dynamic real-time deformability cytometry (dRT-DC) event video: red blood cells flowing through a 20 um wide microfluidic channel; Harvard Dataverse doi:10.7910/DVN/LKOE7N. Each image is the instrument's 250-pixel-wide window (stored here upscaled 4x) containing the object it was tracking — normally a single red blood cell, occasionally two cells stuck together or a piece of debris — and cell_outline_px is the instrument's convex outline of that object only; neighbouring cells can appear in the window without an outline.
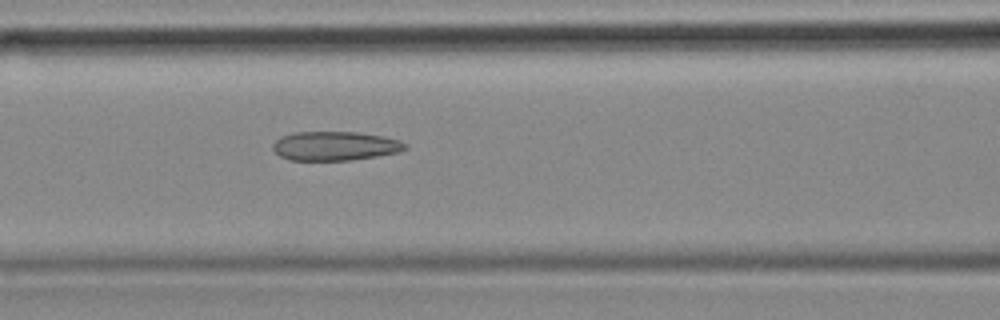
{"species": "common noctule bat (a hibernating species)", "species_latin": "Nyctalus noctula", "temperature_condition": "cold", "stored_images_in_passage": 30, "camera_frame_rate_fps": 3000, "um_per_image_px": 0.085, "animal": {"sex": "female", "body_mass_g": 18.4}, "frame": {"image": 1, "passage_image": 22, "time_ms": 7.0, "image_size_px": [1000, 320], "cell_outline_px": [[408, 148], [400, 152], [352, 160], [292, 160], [280, 156], [272, 148], [272, 144], [280, 136], [292, 132], [356, 132], [384, 136], [400, 140], [408, 144]], "centroid_in_image_um": [28.5, 12.4], "position_along_channel_um": 138.1, "area_um2": 22.6}}
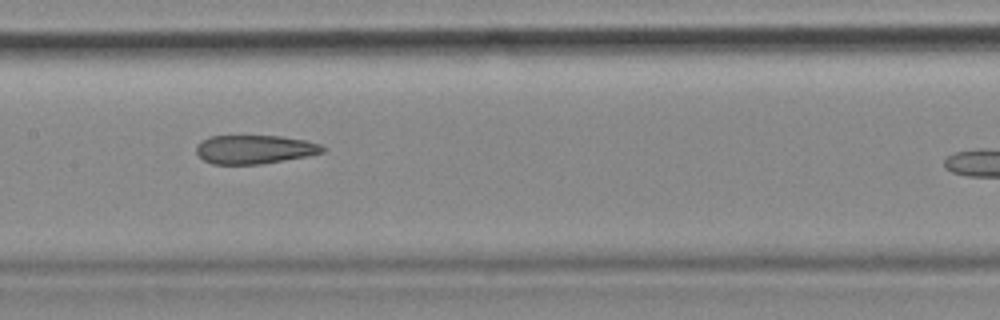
{"frame": {"image": 2, "passage_image": 26, "time_ms": 8.333, "image_size_px": [1000, 320], "cell_outline_px": [[328, 148], [324, 152], [304, 156], [260, 164], [212, 164], [204, 160], [196, 152], [196, 144], [200, 140], [208, 136], [280, 136], [304, 140], [320, 144]], "centroid_in_image_um": [21.6, 12.69], "position_along_channel_um": 185.8, "area_um2": 21.1}}